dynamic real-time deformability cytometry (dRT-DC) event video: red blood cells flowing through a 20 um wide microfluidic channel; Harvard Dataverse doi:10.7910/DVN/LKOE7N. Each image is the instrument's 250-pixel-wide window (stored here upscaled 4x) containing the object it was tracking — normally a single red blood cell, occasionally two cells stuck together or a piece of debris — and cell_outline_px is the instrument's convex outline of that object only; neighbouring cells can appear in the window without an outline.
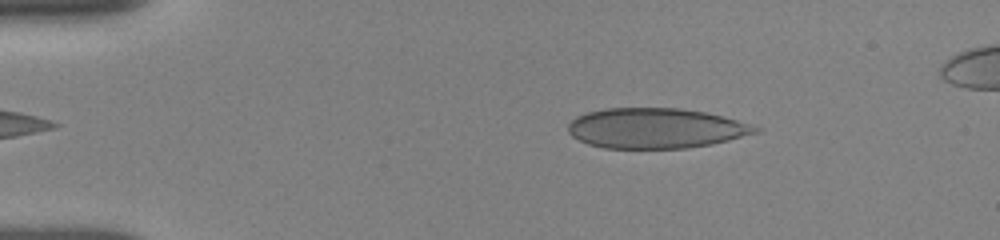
{"species": "human", "species_latin": "Homo sapiens", "temperature_condition": "room temperature", "stored_images_in_passage": 24, "camera_frame_rate_fps": 3000, "um_per_image_px": 0.085, "donor": {"sex": "female"}, "frame": {"image": 1, "passage_image": 10, "time_ms": 2.333, "image_size_px": [1000, 240], "cell_outline_px": [[764, 128], [760, 132], [712, 144], [688, 148], [604, 148], [588, 144], [572, 136], [568, 132], [568, 124], [576, 116], [588, 112], [604, 108], [680, 108], [704, 112], [736, 120]], "centroid_in_image_um": [55.74, 10.9], "position_along_channel_um": 29.3, "area_um2": 43.87}}
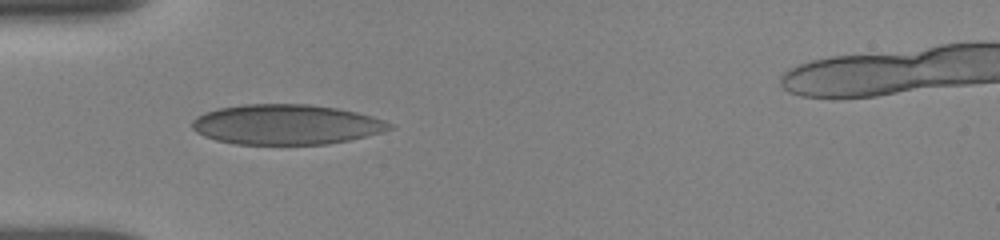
{"frame": {"image": 2, "passage_image": 17, "time_ms": 4.667, "image_size_px": [1000, 240], "cell_outline_px": [[396, 128], [384, 132], [348, 140], [328, 144], [236, 144], [216, 140], [204, 136], [196, 132], [192, 128], [192, 120], [196, 116], [204, 112], [220, 108], [244, 104], [312, 104], [336, 108], [356, 112], [372, 116], [396, 124]], "centroid_in_image_um": [24.36, 10.58], "position_along_channel_um": 60.6, "area_um2": 46.41}}
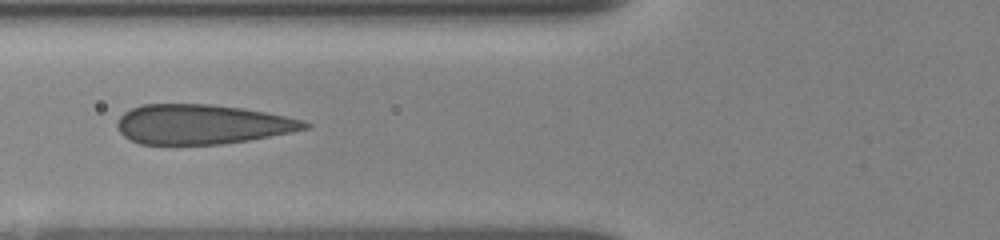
{"frame": {"image": 3, "passage_image": 22, "time_ms": 6.0, "image_size_px": [1000, 240], "cell_outline_px": [[312, 124], [308, 128], [292, 132], [248, 140], [220, 144], [140, 144], [128, 140], [116, 128], [116, 120], [124, 112], [132, 108], [144, 104], [208, 104], [240, 108], [264, 112], [304, 120]], "centroid_in_image_um": [17.12, 10.57], "position_along_channel_um": 108.7, "area_um2": 43.29}}